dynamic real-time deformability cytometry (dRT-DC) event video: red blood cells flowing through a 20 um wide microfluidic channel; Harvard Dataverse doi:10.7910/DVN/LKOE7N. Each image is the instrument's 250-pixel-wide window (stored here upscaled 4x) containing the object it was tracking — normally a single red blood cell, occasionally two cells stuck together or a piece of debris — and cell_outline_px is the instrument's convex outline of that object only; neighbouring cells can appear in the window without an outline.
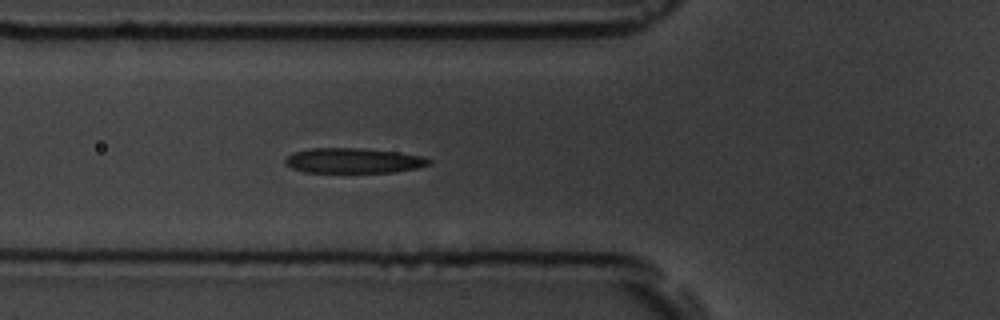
{"species": "common noctule bat (a hibernating species)", "species_latin": "Nyctalus noctula", "temperature_condition": "room temperature", "stored_images_in_passage": 5, "camera_frame_rate_fps": 3000, "um_per_image_px": 0.085, "animal": {"sex": "male", "body_mass_g": 19.5, "forearm_length_mm": 54.6}, "frame": {"image": 1, "passage_image": 5, "time_ms": 4.667, "image_size_px": [1000, 320], "cell_outline_px": [[432, 164], [416, 168], [392, 172], [304, 172], [292, 168], [284, 164], [284, 160], [292, 152], [312, 148], [364, 148], [396, 152], [424, 156], [432, 160]], "centroid_in_image_um": [30.04, 13.65], "position_along_channel_um": 95.8, "area_um2": 21.1}}